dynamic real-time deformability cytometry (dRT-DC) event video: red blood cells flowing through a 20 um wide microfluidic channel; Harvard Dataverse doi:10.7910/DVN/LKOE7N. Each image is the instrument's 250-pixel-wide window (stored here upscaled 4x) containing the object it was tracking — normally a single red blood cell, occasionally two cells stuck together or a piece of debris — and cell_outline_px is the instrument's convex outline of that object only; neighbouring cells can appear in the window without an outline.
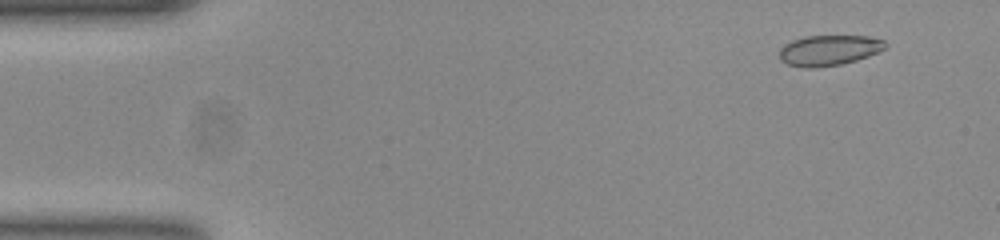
{"species": "common noctule bat (a hibernating species)", "species_latin": "Nyctalus noctula", "temperature_condition": "room temperature", "stored_images_in_passage": 48, "camera_frame_rate_fps": 3000, "um_per_image_px": 0.085, "animal": {"sex": "female", "body_mass_g": 23.0, "forearm_length_mm": 53.4}, "frame": {"image": 1, "passage_image": 4, "time_ms": 1.0, "image_size_px": [1000, 240], "cell_outline_px": [[888, 44], [884, 48], [868, 56], [856, 60], [840, 64], [812, 68], [804, 68], [788, 64], [780, 60], [780, 48], [784, 44], [792, 40], [804, 36], [868, 36], [884, 40]], "centroid_in_image_um": [70.43, 4.27], "position_along_channel_um": 14.6, "area_um2": 18.73}}
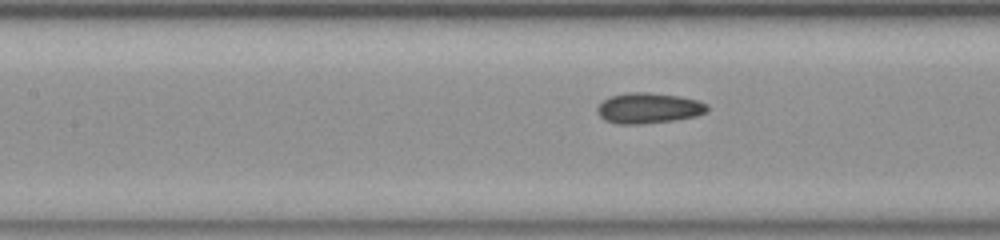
{"frame": {"image": 2, "passage_image": 23, "time_ms": 7.333, "image_size_px": [1000, 240], "cell_outline_px": [[708, 112], [696, 116], [672, 120], [640, 124], [616, 124], [604, 120], [596, 112], [596, 108], [604, 100], [612, 96], [628, 92], [648, 92], [680, 96], [700, 100], [708, 104]], "centroid_in_image_um": [55.15, 9.19], "position_along_channel_um": 152.3, "area_um2": 19.71}}
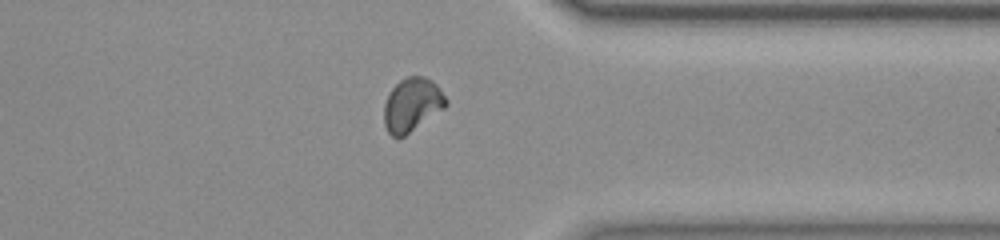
{"frame": {"image": 3, "passage_image": 41, "time_ms": 13.333, "image_size_px": [1000, 240], "cell_outline_px": [[448, 104], [444, 108], [404, 136], [392, 136], [388, 132], [384, 124], [384, 104], [392, 88], [400, 80], [408, 76], [424, 76], [432, 80], [440, 88], [448, 100]], "centroid_in_image_um": [35.03, 8.88], "position_along_channel_um": 376.4, "area_um2": 19.19}}